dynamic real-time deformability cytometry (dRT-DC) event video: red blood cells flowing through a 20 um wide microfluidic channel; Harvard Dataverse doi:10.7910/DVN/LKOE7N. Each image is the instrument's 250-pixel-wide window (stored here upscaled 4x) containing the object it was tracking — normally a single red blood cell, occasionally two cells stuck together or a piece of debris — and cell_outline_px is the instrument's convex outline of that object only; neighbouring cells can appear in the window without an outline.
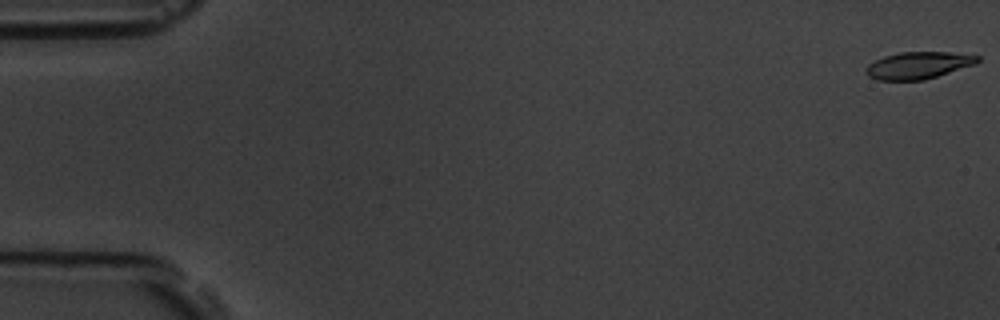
{"species": "common noctule bat (a hibernating species)", "species_latin": "Nyctalus noctula", "temperature_condition": "room temperature", "stored_images_in_passage": 7, "camera_frame_rate_fps": 3000, "um_per_image_px": 0.085, "animal": {"sex": "male", "body_mass_g": 19.5, "forearm_length_mm": 54.6}, "frame": {"image": 1, "passage_image": 1, "time_ms": 0.0, "image_size_px": [1000, 320], "cell_outline_px": [[980, 60], [976, 64], [924, 80], [876, 80], [868, 76], [864, 68], [868, 64], [884, 56], [900, 52], [948, 52], [980, 56]], "centroid_in_image_um": [78.04, 5.55], "position_along_channel_um": 7.0, "area_um2": 17.57}}
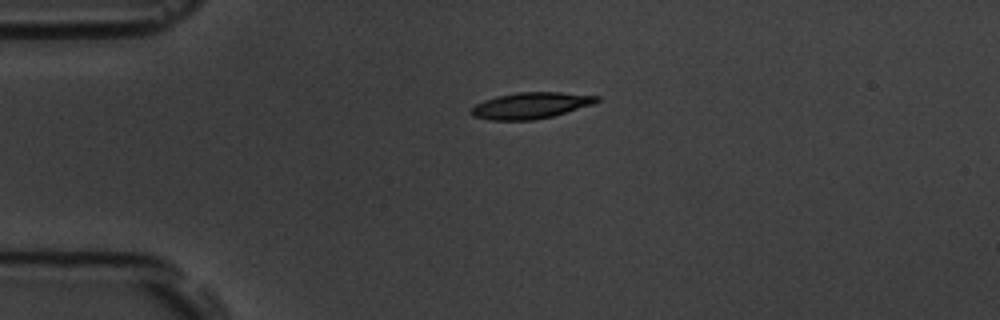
{"frame": {"image": 2, "passage_image": 5, "time_ms": 1.333, "image_size_px": [1000, 320], "cell_outline_px": [[600, 100], [592, 104], [552, 116], [532, 120], [492, 120], [472, 116], [468, 112], [476, 104], [484, 100], [496, 96], [520, 92], [560, 92], [600, 96]], "centroid_in_image_um": [45.08, 8.96], "position_along_channel_um": 39.9, "area_um2": 19.07}}
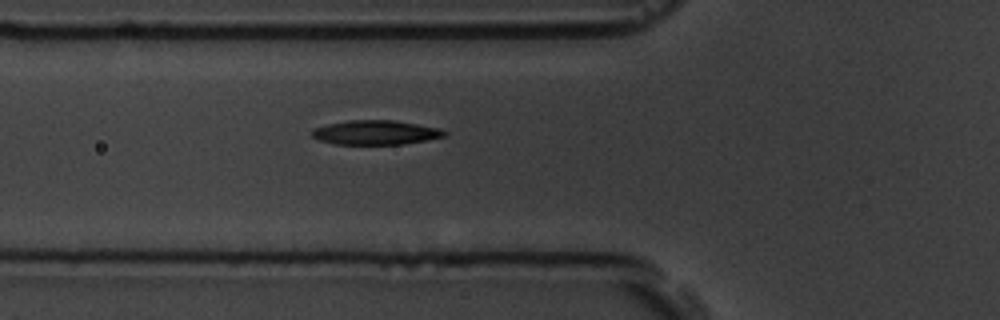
{"frame": {"image": 3, "passage_image": 7, "time_ms": 2.0, "image_size_px": [1000, 320], "cell_outline_px": [[448, 132], [444, 136], [428, 140], [404, 144], [336, 144], [320, 140], [312, 136], [312, 128], [328, 124], [348, 120], [392, 120], [440, 128]], "centroid_in_image_um": [31.94, 11.26], "position_along_channel_um": 93.9, "area_um2": 18.73}}